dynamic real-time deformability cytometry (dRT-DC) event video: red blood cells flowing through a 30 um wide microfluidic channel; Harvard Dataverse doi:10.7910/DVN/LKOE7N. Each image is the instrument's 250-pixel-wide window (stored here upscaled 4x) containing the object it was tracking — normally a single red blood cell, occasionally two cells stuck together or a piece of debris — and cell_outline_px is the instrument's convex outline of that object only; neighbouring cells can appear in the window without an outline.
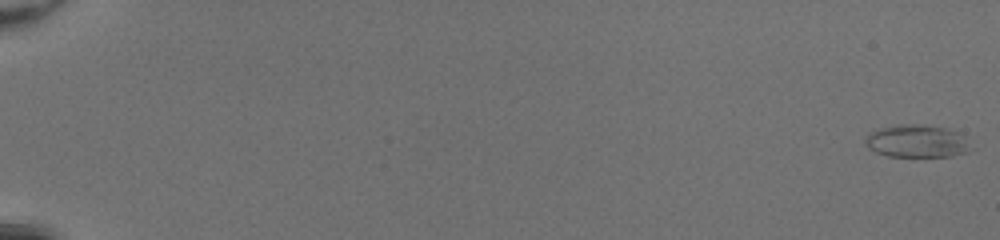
{"species": "common noctule bat (a hibernating species)", "species_latin": "Nyctalus noctula", "temperature_condition": "room temperature", "stored_images_in_passage": 52, "camera_frame_rate_fps": 3000, "um_per_image_px": 0.085, "animal": {"sex": "female", "body_mass_g": 20.0, "forearm_length_mm": 54.0}, "frame": {"image": 1, "passage_image": 1, "time_ms": 0.0, "image_size_px": [1000, 240], "cell_outline_px": [[976, 148], [968, 152], [952, 156], [888, 156], [876, 152], [868, 148], [864, 144], [864, 136], [868, 132], [880, 128], [896, 124], [924, 124], [948, 128], [956, 132]], "centroid_in_image_um": [77.91, 11.99], "position_along_channel_um": 7.1, "area_um2": 20.46}}
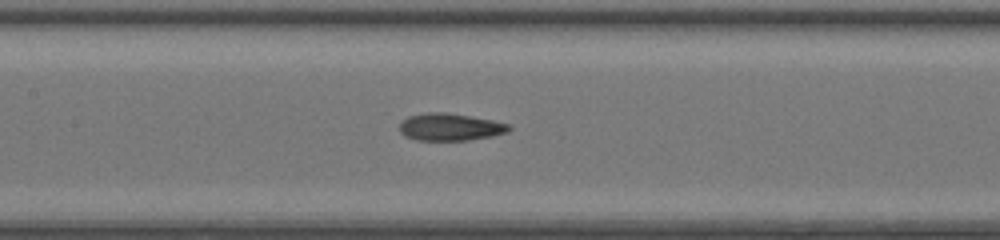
{"frame": {"image": 2, "passage_image": 28, "time_ms": 9.0, "image_size_px": [1000, 240], "cell_outline_px": [[512, 128], [508, 132], [492, 136], [468, 140], [416, 140], [404, 136], [400, 132], [400, 124], [408, 116], [428, 112], [444, 112], [492, 120], [512, 124]], "centroid_in_image_um": [38.28, 10.8], "position_along_channel_um": 169.1, "area_um2": 17.4}}
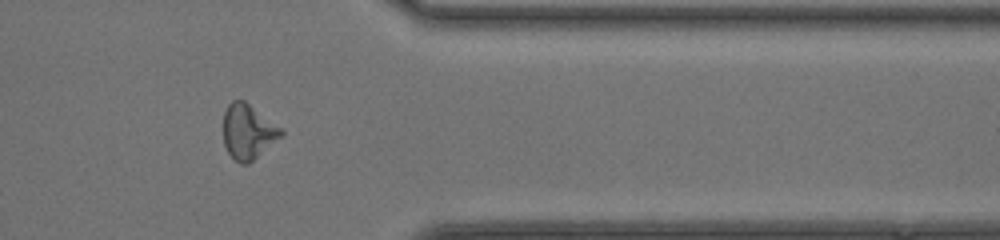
{"frame": {"image": 3, "passage_image": 44, "time_ms": 14.333, "image_size_px": [1000, 240], "cell_outline_px": [[284, 136], [248, 164], [240, 164], [228, 152], [224, 144], [224, 112], [228, 104], [232, 100], [244, 100], [280, 128], [284, 132]], "centroid_in_image_um": [21.09, 11.21], "position_along_channel_um": 390.3, "area_um2": 18.32}, "authors_computed_cell_mechanics": {"area_um2": 18.3226, "velocity_mm_per_s": 4.2979, "shape_relaxation_time_tau1_ms": 10.5989, "shape_relaxation_time_tau2_ms": 1.7607, "deformation_change_tau1": 0.2661, "deformation_change_tau2": 0.0961}}